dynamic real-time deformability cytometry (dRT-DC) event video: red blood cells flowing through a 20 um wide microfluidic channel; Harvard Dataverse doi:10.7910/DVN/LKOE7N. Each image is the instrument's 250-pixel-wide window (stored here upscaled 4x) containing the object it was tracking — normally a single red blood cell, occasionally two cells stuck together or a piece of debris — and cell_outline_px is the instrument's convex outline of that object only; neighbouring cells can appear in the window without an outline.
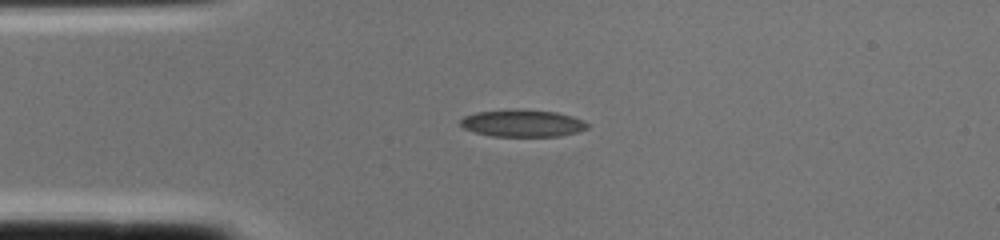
{"species": "common noctule bat (a hibernating species)", "species_latin": "Nyctalus noctula", "temperature_condition": "cold", "stored_images_in_passage": 1, "camera_frame_rate_fps": 3000, "um_per_image_px": 0.085, "animal": {"sex": "female", "body_mass_g": 22.0, "forearm_length_mm": 56.7}, "frame": {"image": 1, "passage_image": 1, "time_ms": 0.0, "image_size_px": [1000, 240], "cell_outline_px": [[588, 128], [576, 132], [560, 136], [492, 136], [476, 132], [464, 128], [460, 124], [460, 120], [464, 116], [476, 112], [516, 108], [520, 108], [556, 112], [572, 116], [584, 120], [588, 124]], "centroid_in_image_um": [44.42, 10.46], "position_along_channel_um": 40.6, "area_um2": 20.23}}